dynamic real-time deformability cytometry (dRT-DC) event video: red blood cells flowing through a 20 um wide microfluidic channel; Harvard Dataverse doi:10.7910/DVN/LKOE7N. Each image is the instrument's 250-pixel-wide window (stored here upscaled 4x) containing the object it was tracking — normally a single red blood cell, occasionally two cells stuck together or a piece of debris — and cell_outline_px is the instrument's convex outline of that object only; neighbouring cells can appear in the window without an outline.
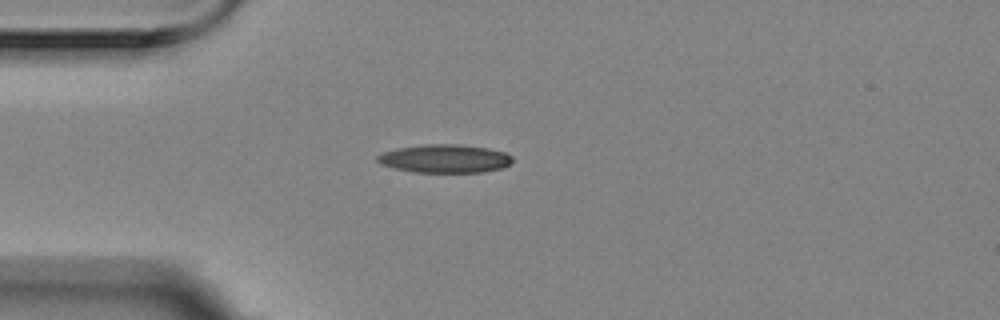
{"species": "Egyptian fruit bat (a non-hibernating species)", "species_latin": "Rousettus aegyptiacus", "temperature_condition": "room temperature", "stored_images_in_passage": 5, "camera_frame_rate_fps": 3000, "um_per_image_px": 0.085, "animal": {"sex": "female"}, "frame": {"image": 1, "passage_image": 1, "time_ms": 0.0, "image_size_px": [1000, 320], "cell_outline_px": [[512, 164], [500, 168], [480, 172], [412, 172], [380, 164], [376, 160], [376, 156], [384, 152], [396, 148], [424, 144], [460, 144], [488, 148], [504, 152], [512, 156]], "centroid_in_image_um": [37.8, 13.47], "position_along_channel_um": 47.2, "area_um2": 22.31}}
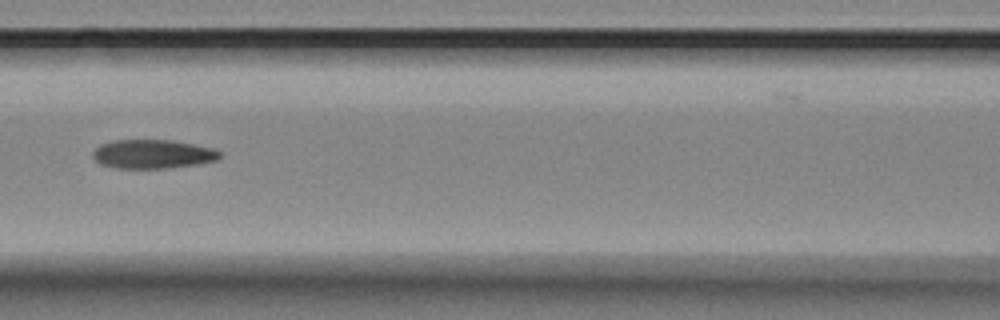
{"frame": {"image": 2, "passage_image": 4, "time_ms": 1.0, "image_size_px": [1000, 320], "cell_outline_px": [[220, 156], [216, 160], [196, 164], [168, 168], [116, 168], [100, 164], [92, 156], [92, 152], [100, 144], [112, 140], [172, 140], [216, 148], [220, 152]], "centroid_in_image_um": [12.97, 13.09], "position_along_channel_um": 153.6, "area_um2": 21.44}}
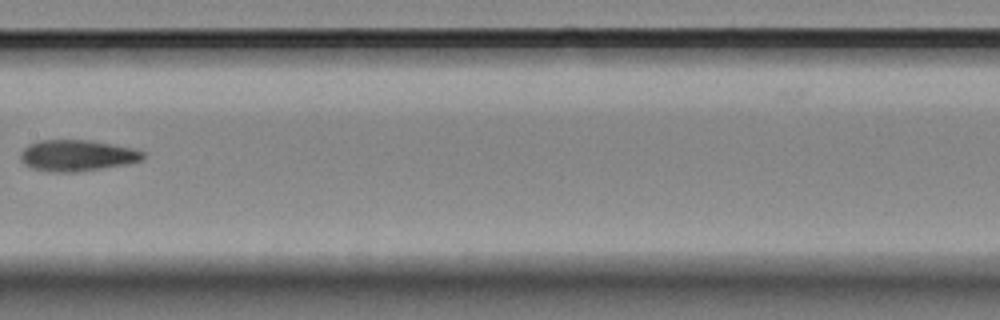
{"frame": {"image": 3, "passage_image": 5, "time_ms": 1.333, "image_size_px": [1000, 320], "cell_outline_px": [[144, 156], [140, 160], [124, 164], [76, 172], [52, 172], [32, 168], [24, 164], [20, 160], [20, 152], [28, 144], [40, 140], [88, 140], [112, 144], [132, 148], [144, 152]], "centroid_in_image_um": [6.48, 13.21], "position_along_channel_um": 200.9, "area_um2": 22.08}}